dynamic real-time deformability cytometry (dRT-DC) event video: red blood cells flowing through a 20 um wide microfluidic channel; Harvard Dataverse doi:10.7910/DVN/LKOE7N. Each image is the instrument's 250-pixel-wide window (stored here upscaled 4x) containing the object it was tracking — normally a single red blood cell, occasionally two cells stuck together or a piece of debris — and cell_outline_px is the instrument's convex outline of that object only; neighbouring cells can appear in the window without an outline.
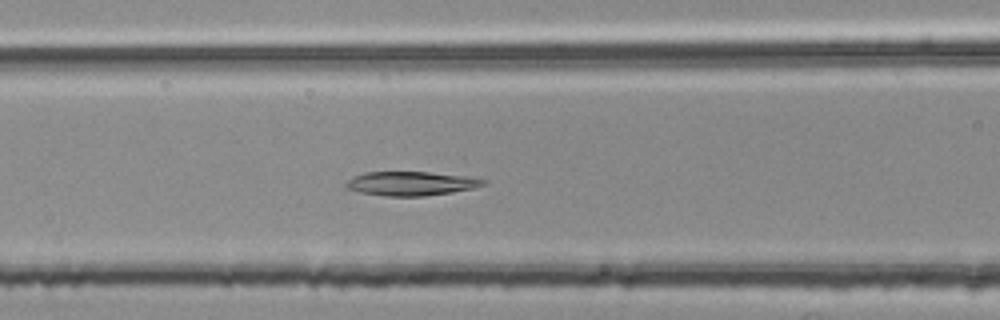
{"species": "common noctule bat (a hibernating species)", "species_latin": "Nyctalus noctula", "temperature_condition": "room temperature", "stored_images_in_passage": 52, "segment_of_instrument_passage": [2, 2], "camera_frame_rate_fps": 3000, "um_per_image_px": 0.085, "animal": {"sex": "female", "body_mass_g": 25.1}, "frame": {"image": 1, "passage_image": 22, "time_ms": 7.0, "image_size_px": [1000, 320], "cell_outline_px": [[488, 180], [484, 184], [476, 188], [452, 192], [424, 196], [384, 196], [360, 192], [348, 188], [344, 184], [348, 180], [356, 176], [368, 172], [428, 172], [464, 176]], "centroid_in_image_um": [34.97, 15.6], "position_along_channel_um": 131.6, "area_um2": 19.02}}
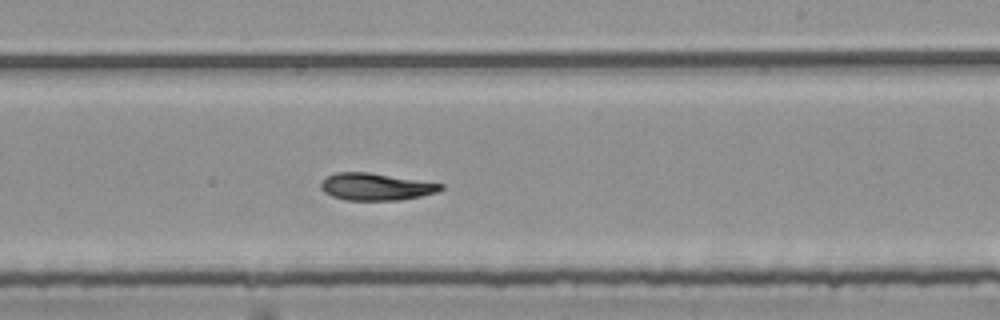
{"frame": {"image": 2, "passage_image": 32, "time_ms": 10.333, "image_size_px": [1000, 320], "cell_outline_px": [[444, 188], [436, 192], [420, 196], [400, 200], [348, 200], [332, 196], [324, 192], [320, 188], [320, 184], [328, 176], [336, 172], [368, 172], [444, 184]], "centroid_in_image_um": [31.94, 15.87], "position_along_channel_um": 257.1, "area_um2": 18.79}}
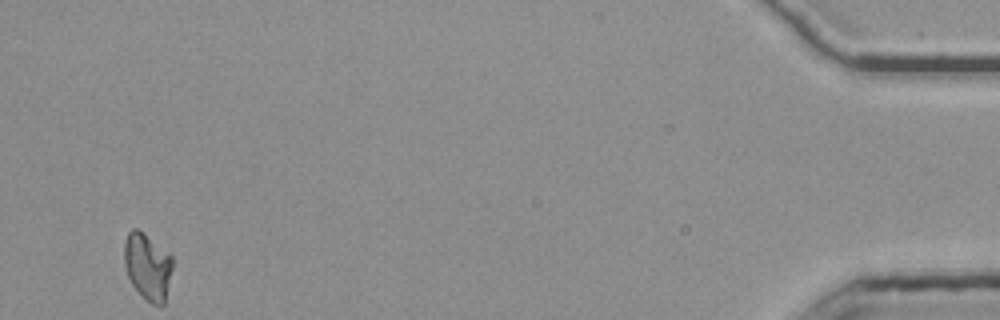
{"frame": {"image": 3, "passage_image": 52, "time_ms": 17.0, "image_size_px": [1000, 320], "cell_outline_px": [[172, 268], [164, 304], [152, 304], [144, 300], [132, 284], [128, 276], [124, 264], [124, 240], [128, 232], [132, 228], [136, 228], [172, 256]], "centroid_in_image_um": [12.52, 22.67], "position_along_channel_um": 422.7, "area_um2": 18.55}}